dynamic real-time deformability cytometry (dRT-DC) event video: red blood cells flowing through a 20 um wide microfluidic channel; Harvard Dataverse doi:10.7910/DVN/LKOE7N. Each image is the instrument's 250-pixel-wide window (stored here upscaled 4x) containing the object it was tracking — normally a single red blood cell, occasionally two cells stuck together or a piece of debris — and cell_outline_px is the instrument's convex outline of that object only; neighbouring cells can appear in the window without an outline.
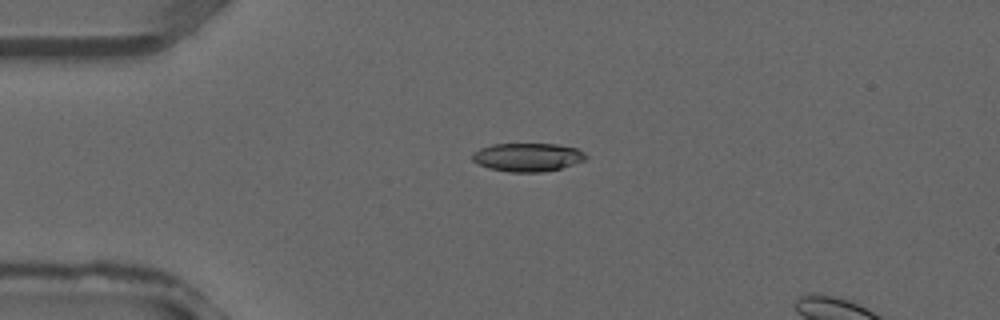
{"species": "common noctule bat (a hibernating species)", "species_latin": "Nyctalus noctula", "temperature_condition": "warm", "stored_images_in_passage": 36, "camera_frame_rate_fps": 3000, "um_per_image_px": 0.085, "animal": {"sex": "male", "forearm_length_mm": 52.5}, "frame": {"image": 1, "passage_image": 9, "time_ms": 2.667, "image_size_px": [1000, 320], "cell_outline_px": [[588, 156], [584, 160], [560, 168], [544, 172], [508, 172], [488, 168], [472, 160], [472, 152], [480, 148], [492, 144], [556, 144], [576, 148], [584, 152]], "centroid_in_image_um": [44.82, 13.36], "position_along_channel_um": 40.2, "area_um2": 18.79}}
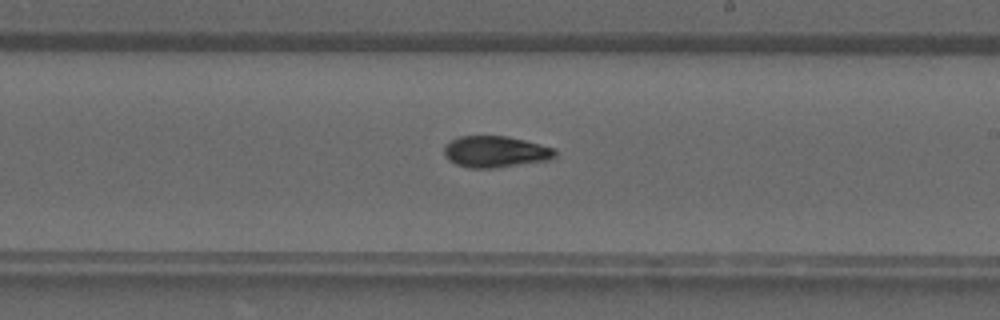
{"frame": {"image": 2, "passage_image": 22, "time_ms": 7.0, "image_size_px": [1000, 320], "cell_outline_px": [[556, 156], [548, 160], [492, 168], [468, 168], [456, 164], [448, 160], [444, 156], [444, 148], [452, 140], [460, 136], [508, 136], [524, 140], [552, 148], [556, 152]], "centroid_in_image_um": [42.08, 12.9], "position_along_channel_um": 246.9, "area_um2": 20.06}}
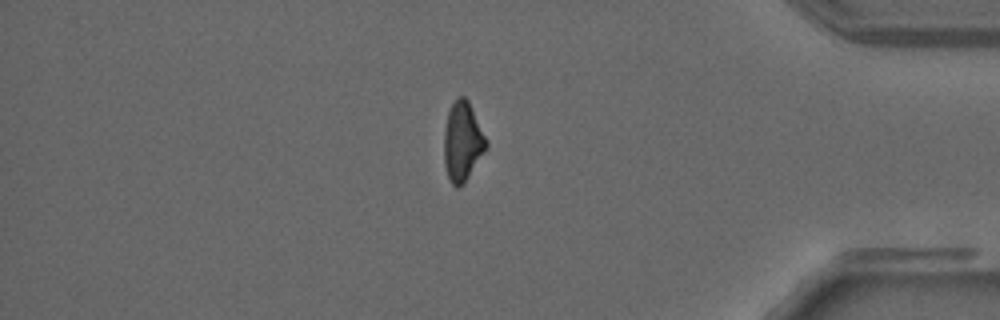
{"frame": {"image": 3, "passage_image": 32, "time_ms": 10.333, "image_size_px": [1000, 320], "cell_outline_px": [[488, 144], [464, 184], [460, 188], [456, 188], [452, 184], [448, 176], [444, 164], [444, 132], [448, 112], [456, 96], [464, 96], [468, 100]], "centroid_in_image_um": [39.28, 12.04], "position_along_channel_um": 395.9, "area_um2": 19.19}}